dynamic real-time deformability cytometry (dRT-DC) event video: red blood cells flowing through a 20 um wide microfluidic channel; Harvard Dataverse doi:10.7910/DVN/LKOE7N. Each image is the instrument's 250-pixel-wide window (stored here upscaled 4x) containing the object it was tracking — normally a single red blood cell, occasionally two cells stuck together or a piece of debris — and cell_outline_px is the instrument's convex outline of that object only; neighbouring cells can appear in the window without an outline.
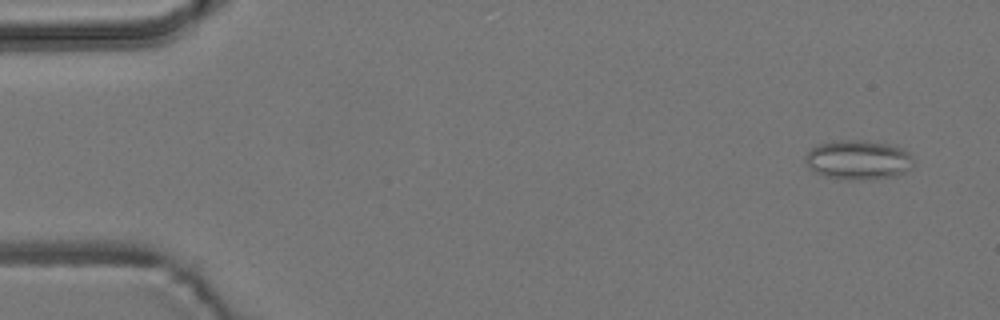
{"species": "common noctule bat (a hibernating species)", "species_latin": "Nyctalus noctula", "temperature_condition": "room temperature", "stored_images_in_passage": 5, "camera_frame_rate_fps": 3000, "um_per_image_px": 0.085, "animal": {"sex": "male", "body_mass_g": 19.2, "forearm_length_mm": 51.8}, "frame": {"image": 1, "passage_image": 1, "time_ms": 0.0, "image_size_px": [1000, 320], "cell_outline_px": [[912, 164], [904, 172], [896, 176], [872, 180], [844, 180], [824, 176], [812, 172], [804, 160], [804, 156], [816, 144], [832, 140], [868, 140], [896, 144], [908, 152], [912, 156]], "centroid_in_image_um": [72.92, 13.58], "position_along_channel_um": 12.1, "area_um2": 25.61}}
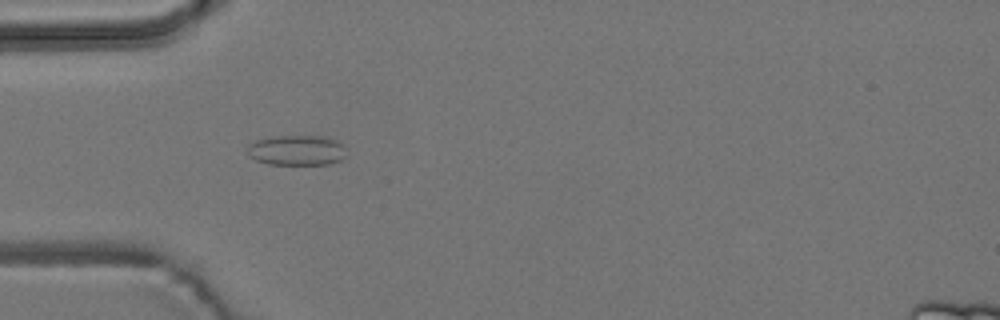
{"frame": {"image": 2, "passage_image": 4, "time_ms": 4.333, "image_size_px": [1000, 320], "cell_outline_px": [[344, 156], [340, 160], [328, 164], [268, 164], [256, 160], [248, 156], [248, 144], [256, 140], [272, 136], [320, 136], [336, 140], [344, 148]], "centroid_in_image_um": [25.17, 12.77], "position_along_channel_um": 59.8, "area_um2": 17.28}}
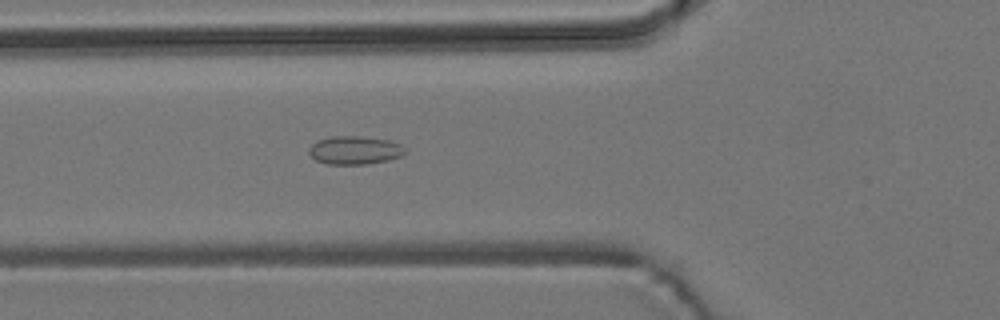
{"frame": {"image": 3, "passage_image": 5, "time_ms": 5.333, "image_size_px": [1000, 320], "cell_outline_px": [[408, 152], [400, 156], [388, 160], [364, 164], [328, 164], [316, 160], [308, 152], [308, 148], [316, 140], [332, 136], [360, 136], [388, 140], [400, 144]], "centroid_in_image_um": [30.14, 12.76], "position_along_channel_um": 95.7, "area_um2": 15.84}}